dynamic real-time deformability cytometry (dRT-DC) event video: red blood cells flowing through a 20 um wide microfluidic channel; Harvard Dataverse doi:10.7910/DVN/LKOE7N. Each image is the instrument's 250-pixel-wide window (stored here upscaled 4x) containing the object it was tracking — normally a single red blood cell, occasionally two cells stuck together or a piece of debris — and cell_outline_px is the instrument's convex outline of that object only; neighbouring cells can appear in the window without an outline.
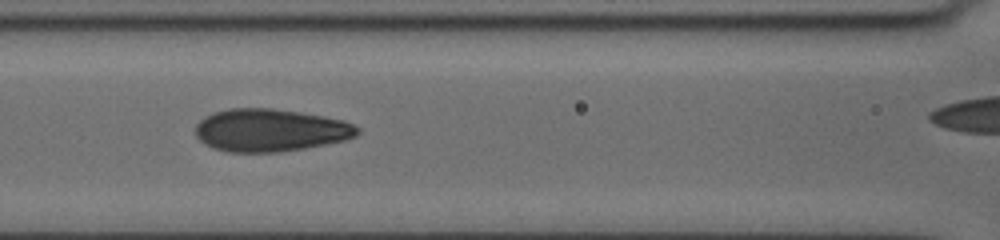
{"species": "human", "species_latin": "Homo sapiens", "temperature_condition": "cold", "stored_images_in_passage": 16, "camera_frame_rate_fps": 3000, "um_per_image_px": 0.085, "donor": {"sex": "female"}, "frame": {"image": 1, "passage_image": 10, "time_ms": 3.0, "image_size_px": [1000, 240], "cell_outline_px": [[360, 132], [356, 136], [344, 140], [304, 148], [280, 152], [228, 152], [212, 148], [204, 144], [196, 136], [196, 124], [204, 116], [212, 112], [228, 108], [272, 108], [300, 112], [324, 116], [344, 120], [360, 128]], "centroid_in_image_um": [22.95, 11.06], "position_along_channel_um": 143.7, "area_um2": 40.46}}
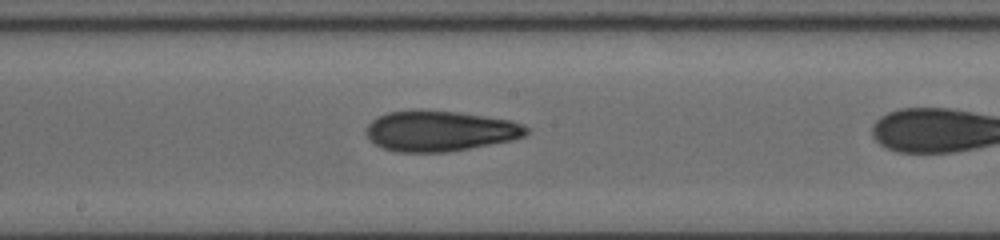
{"frame": {"image": 2, "passage_image": 12, "time_ms": 3.667, "image_size_px": [1000, 240], "cell_outline_px": [[532, 128], [524, 136], [512, 140], [448, 152], [396, 152], [384, 148], [376, 144], [368, 136], [364, 128], [376, 116], [388, 112], [420, 108], [456, 112], [512, 120], [524, 124]], "centroid_in_image_um": [37.4, 11.11], "position_along_channel_um": 210.8, "area_um2": 38.26}}